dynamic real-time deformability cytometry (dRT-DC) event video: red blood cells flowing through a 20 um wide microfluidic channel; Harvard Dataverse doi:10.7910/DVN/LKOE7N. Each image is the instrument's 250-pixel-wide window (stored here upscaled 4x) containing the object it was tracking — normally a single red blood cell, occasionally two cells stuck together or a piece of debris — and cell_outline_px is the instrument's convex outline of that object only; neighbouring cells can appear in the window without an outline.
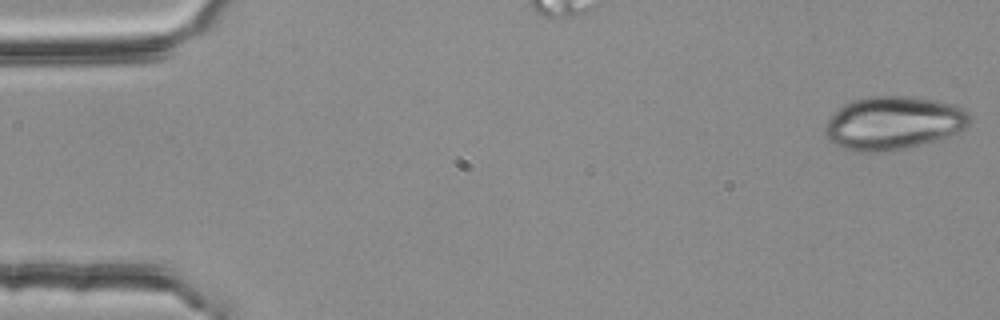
{"species": "common noctule bat (a hibernating species)", "species_latin": "Nyctalus noctula", "temperature_condition": "room temperature", "stored_images_in_passage": 53, "camera_frame_rate_fps": 3000, "um_per_image_px": 0.085, "animal": {"sex": "female", "body_mass_g": 25.1}, "frame": {"image": 1, "passage_image": 1, "time_ms": 0.0, "image_size_px": [1000, 320], "cell_outline_px": [[972, 120], [964, 128], [956, 132], [932, 140], [904, 148], [884, 152], [852, 152], [828, 140], [824, 132], [824, 128], [828, 120], [844, 104], [852, 100], [872, 96], [912, 96], [936, 100], [956, 104], [968, 112]], "centroid_in_image_um": [75.91, 10.44], "position_along_channel_um": 9.1, "area_um2": 44.68}}
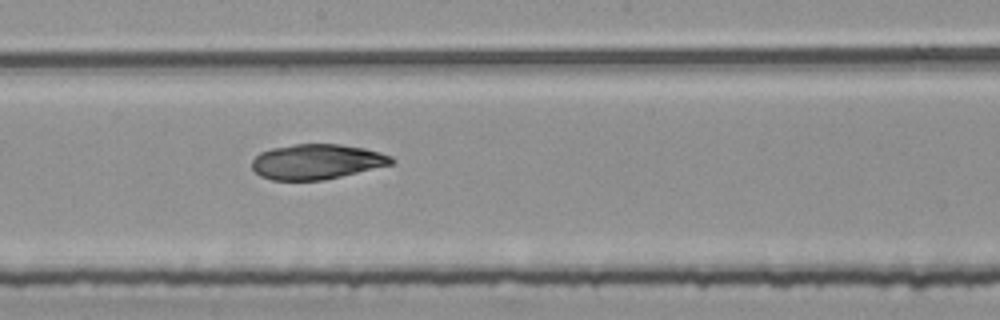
{"frame": {"image": 2, "passage_image": 29, "time_ms": 9.333, "image_size_px": [1000, 320], "cell_outline_px": [[396, 160], [392, 164], [324, 180], [272, 180], [260, 176], [252, 168], [252, 160], [260, 152], [272, 148], [292, 144], [340, 144], [364, 148], [380, 152], [392, 156]], "centroid_in_image_um": [26.92, 13.74], "position_along_channel_um": 221.3, "area_um2": 28.55}}
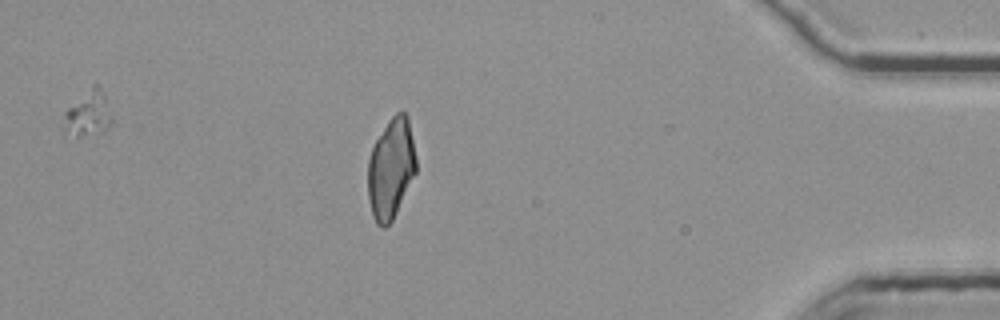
{"frame": {"image": 3, "passage_image": 47, "time_ms": 15.333, "image_size_px": [1000, 320], "cell_outline_px": [[416, 172], [392, 220], [384, 228], [380, 228], [376, 224], [372, 216], [368, 200], [368, 160], [372, 148], [376, 140], [388, 120], [396, 112], [404, 112], [408, 116], [416, 156]], "centroid_in_image_um": [33.22, 14.34], "position_along_channel_um": 402.0, "area_um2": 28.21}, "authors_computed_cell_mechanics": {"area_um2": 29.767, "velocity_mm_per_s": 3.7906, "shape_relaxation_time_tau1_ms": 9.7834, "shape_relaxation_time_tau2_ms": 5.3319, "deformation_change_tau1": 0.1846, "deformation_change_tau2": 0.0855}}